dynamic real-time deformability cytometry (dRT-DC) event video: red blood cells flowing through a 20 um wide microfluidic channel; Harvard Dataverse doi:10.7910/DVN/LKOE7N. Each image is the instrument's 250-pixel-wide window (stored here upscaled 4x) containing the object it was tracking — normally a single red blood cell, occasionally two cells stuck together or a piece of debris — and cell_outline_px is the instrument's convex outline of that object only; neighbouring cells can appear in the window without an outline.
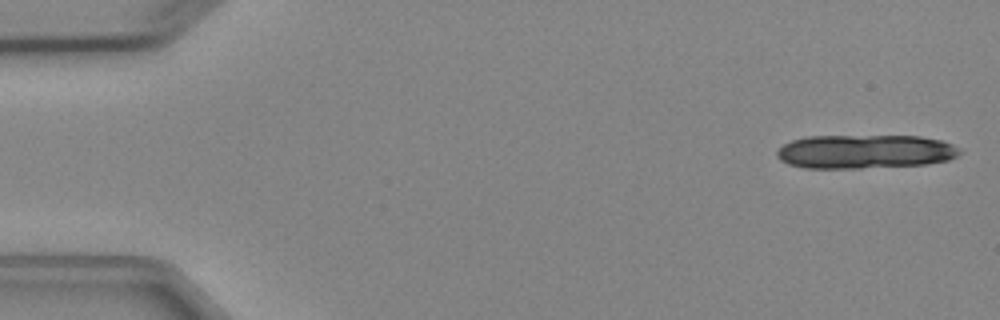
{"species": "Egyptian fruit bat (a non-hibernating species)", "species_latin": "Rousettus aegyptiacus", "temperature_condition": "cold", "stored_images_in_passage": 4, "camera_frame_rate_fps": 3000, "um_per_image_px": 0.085, "animal": {"sex": "female"}, "frame": {"image": 1, "passage_image": 1, "time_ms": 0.0, "image_size_px": [1000, 320], "cell_outline_px": [[960, 152], [956, 156], [948, 160], [924, 164], [860, 168], [804, 168], [788, 164], [780, 160], [776, 156], [776, 152], [784, 144], [792, 140], [808, 136], [920, 136], [940, 140], [952, 144]], "centroid_in_image_um": [73.47, 12.88], "position_along_channel_um": 11.5, "area_um2": 35.95}}